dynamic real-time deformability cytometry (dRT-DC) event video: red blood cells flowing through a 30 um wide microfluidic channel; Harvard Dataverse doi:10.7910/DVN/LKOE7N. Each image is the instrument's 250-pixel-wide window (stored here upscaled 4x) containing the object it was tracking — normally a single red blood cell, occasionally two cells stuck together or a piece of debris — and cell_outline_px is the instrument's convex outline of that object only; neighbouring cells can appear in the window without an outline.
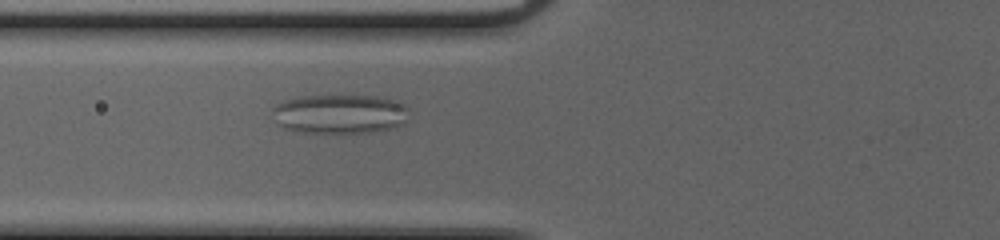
{"species": "common noctule bat (a hibernating species)", "species_latin": "Nyctalus noctula", "temperature_condition": "cold", "stored_images_in_passage": 41, "camera_frame_rate_fps": 3000, "um_per_image_px": 0.085, "animal": {"sex": "female", "body_mass_g": 20.0, "forearm_length_mm": 54.0}, "frame": {"image": 1, "passage_image": 9, "time_ms": 2.667, "image_size_px": [1000, 240], "cell_outline_px": [[408, 108], [404, 124], [388, 128], [368, 132], [304, 132], [284, 128], [280, 124], [272, 108], [276, 104], [284, 100], [300, 96], [376, 96], [392, 100], [404, 104]], "centroid_in_image_um": [28.88, 9.67], "position_along_channel_um": 96.9, "area_um2": 30.63}}
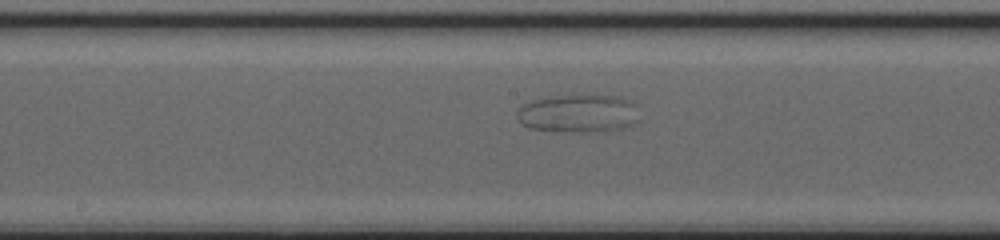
{"frame": {"image": 2, "passage_image": 17, "time_ms": 5.333, "image_size_px": [1000, 240], "cell_outline_px": [[640, 120], [628, 128], [608, 132], [584, 132], [528, 128], [520, 124], [516, 116], [516, 112], [524, 104], [532, 100], [572, 92], [584, 92], [616, 96], [632, 100], [636, 104]], "centroid_in_image_um": [49.24, 9.6], "position_along_channel_um": 199.0, "area_um2": 28.67}}
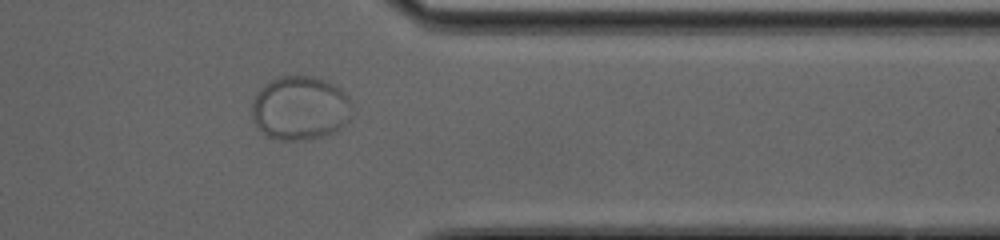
{"frame": {"image": 3, "passage_image": 32, "time_ms": 10.333, "image_size_px": [1000, 240], "cell_outline_px": [[352, 104], [348, 120], [336, 132], [324, 136], [308, 140], [280, 140], [268, 136], [256, 128], [252, 116], [252, 104], [256, 92], [264, 84], [280, 76], [312, 76], [324, 80], [340, 88], [348, 96]], "centroid_in_image_um": [25.49, 9.2], "position_along_channel_um": 385.9, "area_um2": 37.57}}